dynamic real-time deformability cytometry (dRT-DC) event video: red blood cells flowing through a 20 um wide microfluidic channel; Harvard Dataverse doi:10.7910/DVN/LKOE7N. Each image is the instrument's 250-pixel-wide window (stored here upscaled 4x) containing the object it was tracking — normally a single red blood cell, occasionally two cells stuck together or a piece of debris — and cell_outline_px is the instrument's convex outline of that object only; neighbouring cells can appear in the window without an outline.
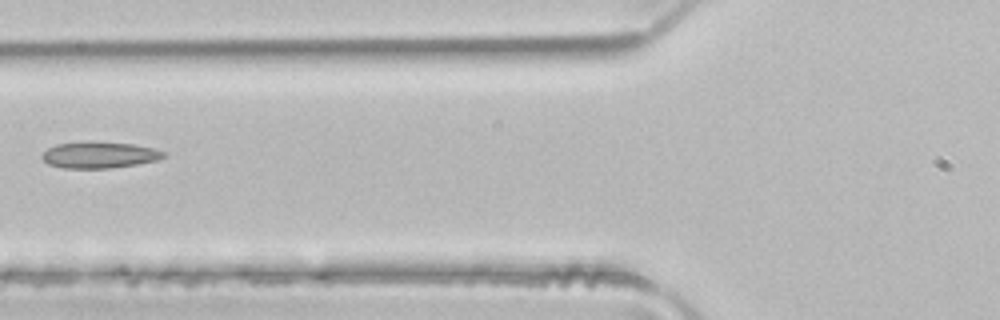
{"species": "common noctule bat (a hibernating species)", "species_latin": "Nyctalus noctula", "temperature_condition": "room temperature", "stored_images_in_passage": 3, "camera_frame_rate_fps": 3000, "um_per_image_px": 0.085, "animal": {"sex": "male", "body_mass_g": 21.5, "forearm_length_mm": 52.0}, "frame": {"image": 1, "passage_image": 3, "time_ms": 0.667, "image_size_px": [1000, 320], "cell_outline_px": [[164, 156], [156, 160], [136, 164], [112, 168], [64, 168], [48, 164], [40, 156], [48, 148], [56, 144], [92, 140], [132, 144], [152, 148], [164, 152]], "centroid_in_image_um": [8.39, 13.15], "position_along_channel_um": 117.4, "area_um2": 18.73}}